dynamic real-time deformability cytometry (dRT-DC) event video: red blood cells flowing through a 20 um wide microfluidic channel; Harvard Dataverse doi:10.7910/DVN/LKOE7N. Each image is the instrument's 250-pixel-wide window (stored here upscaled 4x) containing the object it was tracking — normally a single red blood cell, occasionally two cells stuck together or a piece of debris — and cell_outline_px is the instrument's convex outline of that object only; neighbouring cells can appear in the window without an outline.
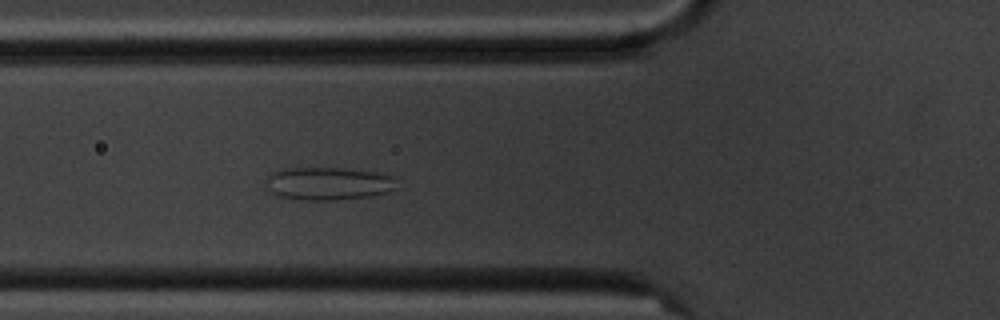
{"species": "common noctule bat (a hibernating species)", "species_latin": "Nyctalus noctula", "temperature_condition": "cold", "stored_images_in_passage": 6, "camera_frame_rate_fps": 3000, "um_per_image_px": 0.085, "animal": {"sex": "male", "body_mass_g": 20.1, "forearm_length_mm": 53.5}, "frame": {"image": 1, "passage_image": 5, "time_ms": 4.667, "image_size_px": [1000, 320], "cell_outline_px": [[396, 188], [388, 192], [368, 196], [336, 200], [300, 200], [276, 196], [272, 192], [268, 180], [268, 176], [272, 172], [280, 168], [340, 168], [376, 172], [392, 176]], "centroid_in_image_um": [27.89, 15.6], "position_along_channel_um": 97.9, "area_um2": 24.85}}